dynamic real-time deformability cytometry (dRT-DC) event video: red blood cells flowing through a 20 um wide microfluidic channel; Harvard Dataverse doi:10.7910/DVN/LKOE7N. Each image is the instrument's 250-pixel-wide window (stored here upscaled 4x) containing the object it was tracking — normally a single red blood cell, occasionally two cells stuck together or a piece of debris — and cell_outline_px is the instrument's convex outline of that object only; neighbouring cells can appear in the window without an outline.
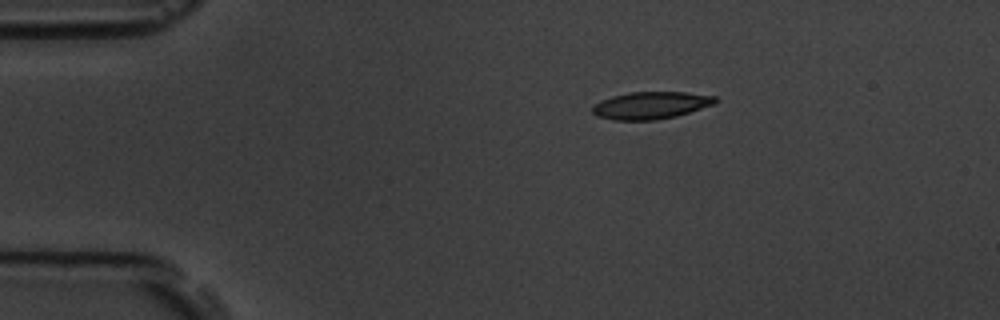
{"species": "common noctule bat (a hibernating species)", "species_latin": "Nyctalus noctula", "temperature_condition": "room temperature", "stored_images_in_passage": 9, "camera_frame_rate_fps": 3000, "um_per_image_px": 0.085, "animal": {"sex": "male", "body_mass_g": 19.5, "forearm_length_mm": 54.6}, "frame": {"image": 1, "passage_image": 1, "time_ms": 0.0, "image_size_px": [1000, 320], "cell_outline_px": [[720, 100], [716, 104], [676, 116], [656, 120], [612, 120], [596, 116], [592, 112], [592, 104], [600, 100], [612, 96], [628, 92], [684, 92], [716, 96]], "centroid_in_image_um": [55.32, 8.95], "position_along_channel_um": 29.7, "area_um2": 19.83}}
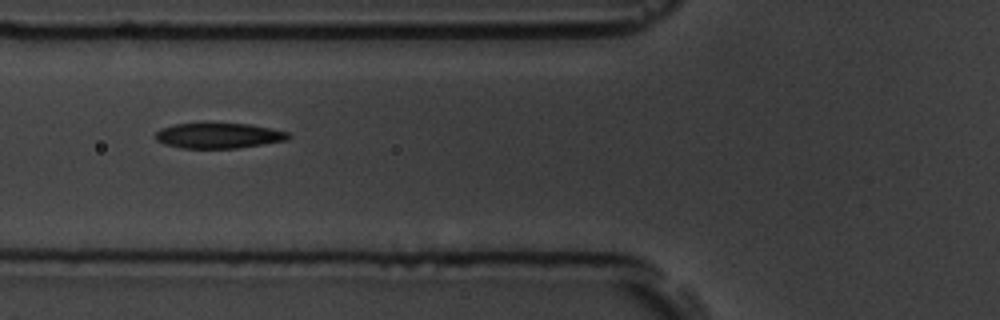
{"frame": {"image": 2, "passage_image": 4, "time_ms": 3.667, "image_size_px": [1000, 320], "cell_outline_px": [[292, 136], [288, 140], [264, 144], [236, 148], [180, 148], [164, 144], [156, 140], [156, 132], [160, 128], [176, 124], [248, 124], [272, 128], [288, 132]], "centroid_in_image_um": [18.61, 11.54], "position_along_channel_um": 107.2, "area_um2": 19.54}}
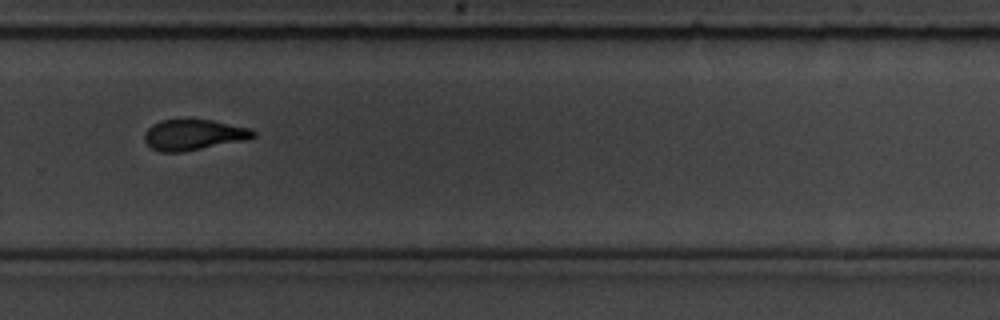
{"frame": {"image": 3, "passage_image": 9, "time_ms": 9.333, "image_size_px": [1000, 320], "cell_outline_px": [[256, 136], [244, 140], [184, 152], [160, 152], [152, 148], [144, 140], [144, 132], [152, 124], [160, 120], [212, 120], [252, 128], [256, 132]], "centroid_in_image_um": [16.46, 11.46], "position_along_channel_um": 313.3, "area_um2": 19.48}}